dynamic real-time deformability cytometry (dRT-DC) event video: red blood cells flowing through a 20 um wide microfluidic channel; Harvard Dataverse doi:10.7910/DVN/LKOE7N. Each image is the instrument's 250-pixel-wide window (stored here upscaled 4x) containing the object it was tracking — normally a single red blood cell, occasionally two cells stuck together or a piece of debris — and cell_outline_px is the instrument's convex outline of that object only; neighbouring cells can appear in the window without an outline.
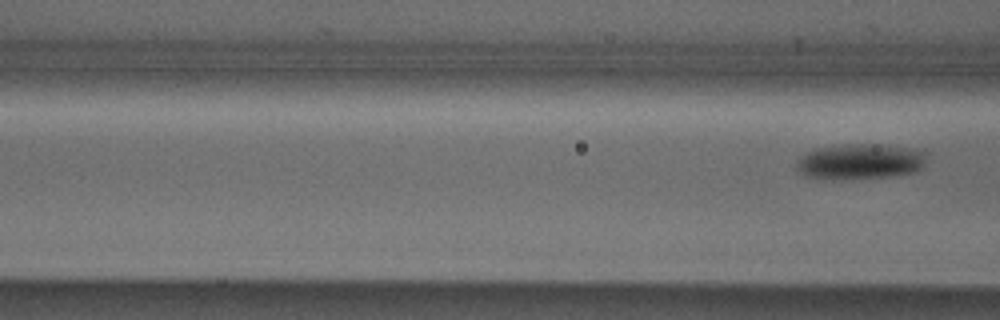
{"species": "Egyptian fruit bat (a non-hibernating species)", "species_latin": "Rousettus aegyptiacus", "temperature_condition": "cold", "stored_images_in_passage": 7, "segment_of_instrument_passage": [2, 2], "camera_frame_rate_fps": 3000, "um_per_image_px": 0.085, "animal": {"sex": "male"}, "frame": {"image": 1, "passage_image": 7, "time_ms": 8.0, "image_size_px": [1000, 320], "cell_outline_px": [[928, 152], [924, 164], [916, 172], [896, 176], [832, 180], [808, 176], [800, 172], [796, 168], [796, 160], [804, 152], [816, 148], [844, 144], [872, 144], [908, 148]], "centroid_in_image_um": [73.09, 13.73], "position_along_channel_um": 93.5, "area_um2": 27.22}}